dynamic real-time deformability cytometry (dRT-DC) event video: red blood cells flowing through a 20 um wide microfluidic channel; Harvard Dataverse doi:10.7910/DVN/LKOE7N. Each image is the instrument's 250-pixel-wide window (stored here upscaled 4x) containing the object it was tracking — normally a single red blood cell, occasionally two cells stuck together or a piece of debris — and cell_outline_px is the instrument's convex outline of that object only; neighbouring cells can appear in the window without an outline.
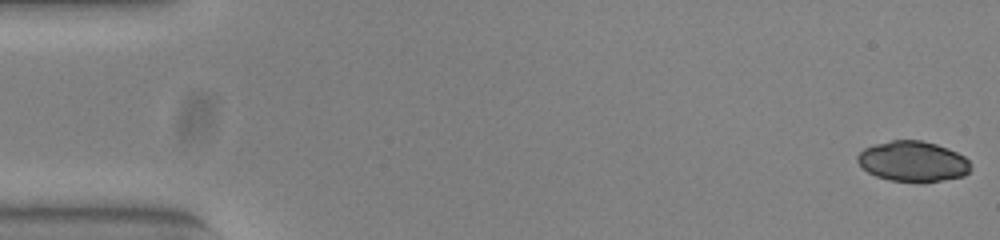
{"species": "common noctule bat (a hibernating species)", "species_latin": "Nyctalus noctula", "temperature_condition": "warm", "stored_images_in_passage": 53, "camera_frame_rate_fps": 3000, "um_per_image_px": 0.085, "animal": {"sex": "female", "body_mass_g": 23.0, "forearm_length_mm": 53.4}, "frame": {"image": 1, "passage_image": 1, "time_ms": 0.0, "image_size_px": [1000, 240], "cell_outline_px": [[968, 172], [964, 176], [924, 184], [888, 180], [876, 176], [868, 172], [856, 160], [856, 156], [864, 148], [876, 144], [892, 140], [920, 140], [936, 144], [948, 148], [964, 156], [968, 160]], "centroid_in_image_um": [77.58, 13.74], "position_along_channel_um": 7.4, "area_um2": 26.88}}
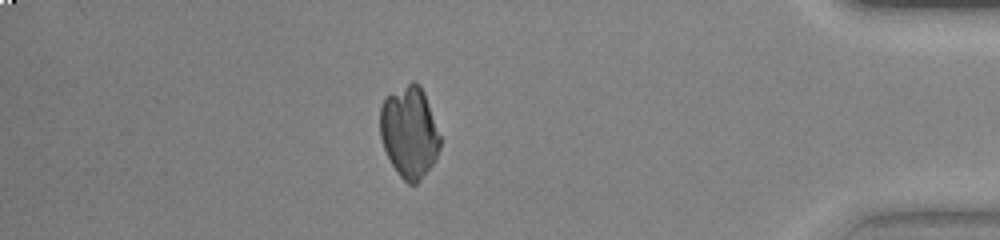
{"frame": {"image": 2, "passage_image": 46, "time_ms": 15.0, "image_size_px": [1000, 240], "cell_outline_px": [[440, 148], [436, 160], [420, 180], [416, 184], [408, 184], [396, 172], [384, 148], [380, 136], [380, 108], [384, 96], [412, 80], [420, 84], [424, 92], [440, 136]], "centroid_in_image_um": [34.78, 11.21], "position_along_channel_um": 400.4, "area_um2": 32.19}}
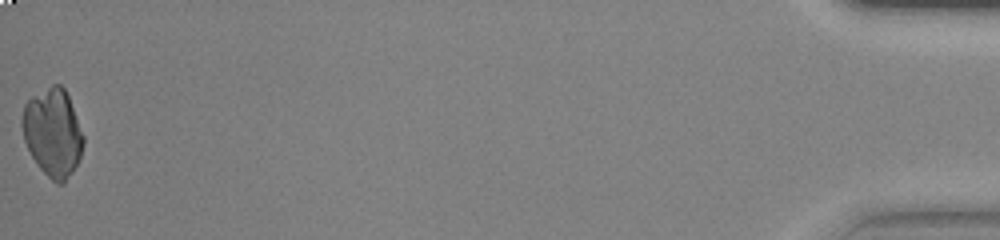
{"frame": {"image": 3, "passage_image": 53, "time_ms": 17.333, "image_size_px": [1000, 240], "cell_outline_px": [[84, 144], [80, 156], [72, 172], [64, 184], [56, 184], [36, 164], [24, 140], [20, 124], [20, 120], [24, 104], [32, 96], [52, 84], [60, 84], [64, 88], [68, 96], [84, 136]], "centroid_in_image_um": [4.47, 11.27], "position_along_channel_um": 430.7, "area_um2": 31.44}}